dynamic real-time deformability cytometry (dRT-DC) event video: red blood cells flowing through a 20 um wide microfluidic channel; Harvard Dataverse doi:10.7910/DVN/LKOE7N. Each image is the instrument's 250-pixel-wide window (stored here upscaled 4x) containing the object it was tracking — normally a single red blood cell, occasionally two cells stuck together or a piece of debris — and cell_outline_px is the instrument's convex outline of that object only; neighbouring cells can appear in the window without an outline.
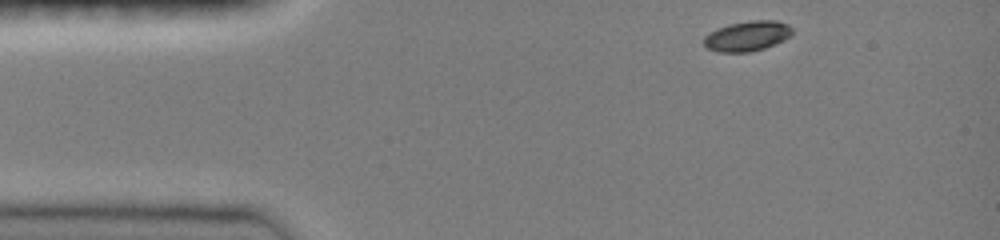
{"species": "common noctule bat (a hibernating species)", "species_latin": "Nyctalus noctula", "temperature_condition": "room temperature", "stored_images_in_passage": 38, "camera_frame_rate_fps": 3000, "um_per_image_px": 0.085, "animal": {"sex": "female", "body_mass_g": 19.0, "forearm_length_mm": 51.5}, "frame": {"image": 1, "passage_image": 1, "time_ms": 0.0, "image_size_px": [1000, 240], "cell_outline_px": [[792, 32], [788, 36], [764, 48], [748, 52], [716, 52], [708, 48], [704, 44], [704, 36], [708, 32], [716, 28], [728, 24], [748, 20], [776, 20], [788, 24], [792, 28]], "centroid_in_image_um": [63.45, 3.04], "position_along_channel_um": 21.5, "area_um2": 15.43}}
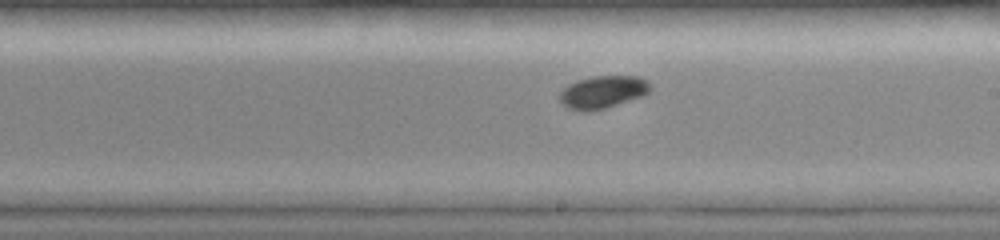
{"frame": {"image": 2, "passage_image": 22, "time_ms": 7.0, "image_size_px": [1000, 240], "cell_outline_px": [[652, 88], [644, 96], [604, 108], [588, 112], [584, 112], [568, 108], [560, 100], [560, 92], [568, 84], [592, 76], [636, 76], [648, 80]], "centroid_in_image_um": [51.26, 7.82], "position_along_channel_um": 237.7, "area_um2": 17.17}}
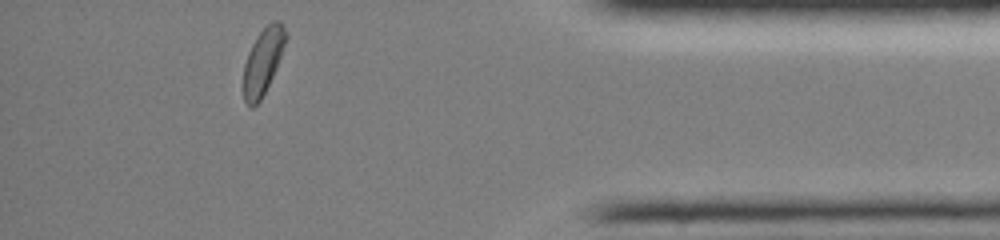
{"frame": {"image": 3, "passage_image": 37, "time_ms": 12.0, "image_size_px": [1000, 240], "cell_outline_px": [[288, 36], [276, 68], [260, 100], [252, 108], [248, 108], [244, 100], [244, 64], [248, 52], [256, 36], [272, 20], [280, 20], [288, 32]], "centroid_in_image_um": [22.36, 5.17], "position_along_channel_um": 412.8, "area_um2": 16.24}, "authors_computed_cell_mechanics": {"area_um2": 16.3574, "velocity_mm_per_s": 4.0181, "shape_relaxation_time_tau1_ms": 1.5696, "shape_relaxation_time_tau2_ms": null, "deformation_change_tau1": 0.107, "deformation_change_tau2": null}}